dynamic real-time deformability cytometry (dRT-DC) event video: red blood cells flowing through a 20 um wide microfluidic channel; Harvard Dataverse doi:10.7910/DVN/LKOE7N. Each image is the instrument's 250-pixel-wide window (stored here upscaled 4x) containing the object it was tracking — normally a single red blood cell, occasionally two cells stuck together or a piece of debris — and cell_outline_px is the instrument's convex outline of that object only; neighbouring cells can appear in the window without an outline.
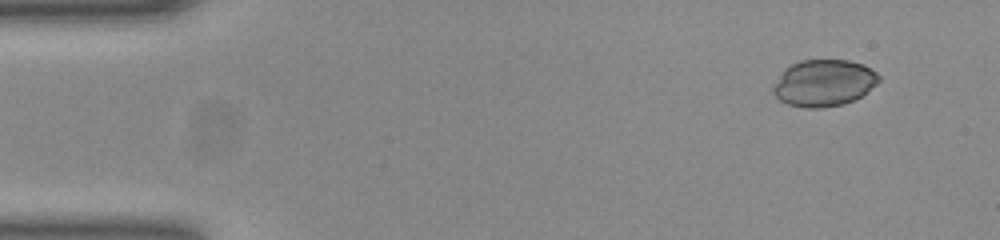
{"species": "common noctule bat (a hibernating species)", "species_latin": "Nyctalus noctula", "temperature_condition": "room temperature", "stored_images_in_passage": 20, "camera_frame_rate_fps": 3000, "um_per_image_px": 0.085, "animal": {"sex": "female", "body_mass_g": 23.0, "forearm_length_mm": 53.4}, "frame": {"image": 1, "passage_image": 1, "time_ms": 0.0, "image_size_px": [1000, 240], "cell_outline_px": [[880, 80], [876, 84], [860, 96], [844, 104], [820, 108], [804, 108], [788, 104], [780, 100], [772, 92], [772, 88], [784, 68], [800, 60], [848, 60], [864, 64], [876, 72], [880, 76]], "centroid_in_image_um": [70.01, 7.05], "position_along_channel_um": 15.0, "area_um2": 28.73}}
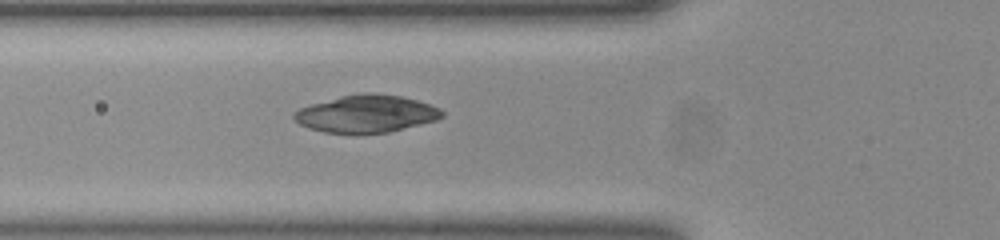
{"frame": {"image": 2, "passage_image": 15, "time_ms": 4.667, "image_size_px": [1000, 240], "cell_outline_px": [[444, 116], [436, 120], [388, 132], [356, 136], [352, 136], [324, 132], [308, 128], [300, 124], [292, 116], [292, 112], [300, 108], [312, 104], [340, 96], [360, 92], [372, 92], [400, 96], [432, 104], [440, 108], [444, 112]], "centroid_in_image_um": [31.12, 9.7], "position_along_channel_um": 94.7, "area_um2": 33.0}}
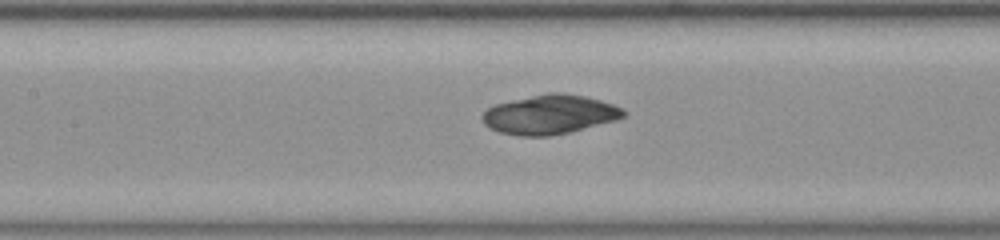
{"frame": {"image": 3, "passage_image": 20, "time_ms": 6.333, "image_size_px": [1000, 240], "cell_outline_px": [[628, 112], [624, 116], [616, 120], [572, 132], [548, 136], [520, 136], [500, 132], [488, 128], [484, 124], [480, 116], [488, 108], [496, 104], [512, 100], [548, 92], [564, 92], [584, 96], [600, 100], [624, 108]], "centroid_in_image_um": [46.74, 9.74], "position_along_channel_um": 160.7, "area_um2": 32.54}}